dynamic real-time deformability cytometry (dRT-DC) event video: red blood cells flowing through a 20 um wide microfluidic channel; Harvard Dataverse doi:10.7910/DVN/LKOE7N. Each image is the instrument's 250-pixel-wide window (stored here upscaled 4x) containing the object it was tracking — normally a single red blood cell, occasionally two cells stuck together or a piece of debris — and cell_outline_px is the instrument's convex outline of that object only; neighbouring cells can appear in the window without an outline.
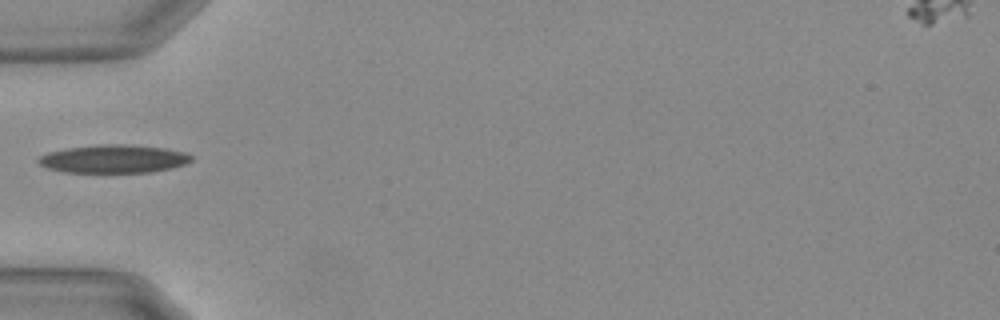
{"species": "Egyptian fruit bat (a non-hibernating species)", "species_latin": "Rousettus aegyptiacus", "temperature_condition": "warm", "stored_images_in_passage": 23, "camera_frame_rate_fps": 3000, "um_per_image_px": 0.085, "animal": {"sex": "female"}, "frame": {"image": 1, "passage_image": 1, "time_ms": 0.0, "image_size_px": [1000, 320], "cell_outline_px": [[192, 160], [184, 164], [168, 168], [148, 172], [64, 172], [48, 168], [40, 164], [36, 160], [40, 156], [48, 152], [68, 148], [100, 144], [124, 144], [164, 148], [184, 152], [192, 156]], "centroid_in_image_um": [9.62, 13.5], "position_along_channel_um": 75.4, "area_um2": 24.8}}
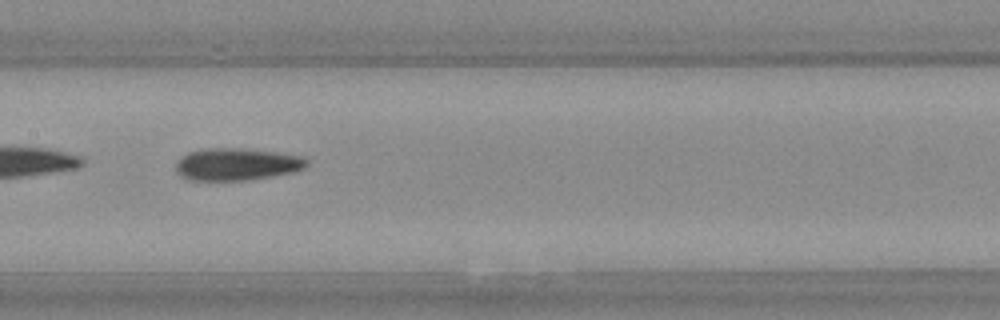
{"frame": {"image": 2, "passage_image": 10, "time_ms": 3.0, "image_size_px": [1000, 320], "cell_outline_px": [[308, 164], [300, 168], [288, 172], [268, 176], [244, 180], [192, 180], [176, 172], [176, 164], [188, 152], [200, 148], [244, 148], [276, 152], [300, 156], [308, 160]], "centroid_in_image_um": [20.07, 13.94], "position_along_channel_um": 187.3, "area_um2": 24.04}}